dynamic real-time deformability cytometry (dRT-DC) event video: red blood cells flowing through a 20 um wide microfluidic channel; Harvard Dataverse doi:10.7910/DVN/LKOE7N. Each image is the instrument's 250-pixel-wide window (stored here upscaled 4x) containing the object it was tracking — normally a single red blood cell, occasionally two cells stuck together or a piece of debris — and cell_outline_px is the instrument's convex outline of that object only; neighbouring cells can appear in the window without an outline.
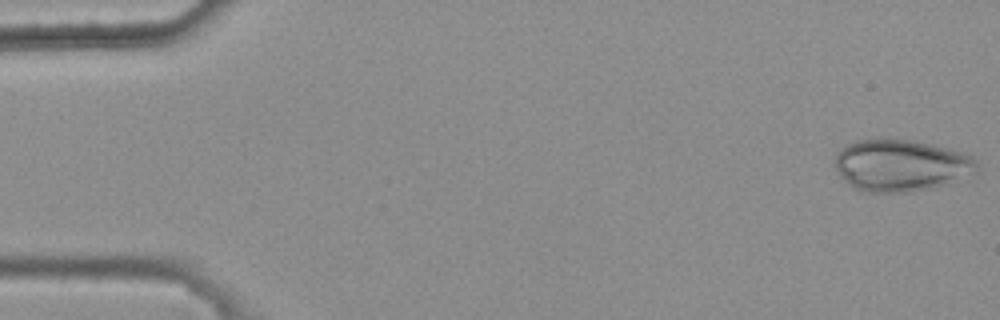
{"species": "common noctule bat (a hibernating species)", "species_latin": "Nyctalus noctula", "temperature_condition": "warm", "stored_images_in_passage": 46, "camera_frame_rate_fps": 3000, "um_per_image_px": 0.085, "animal": {"sex": "female", "body_mass_g": 25.1}, "frame": {"image": 1, "passage_image": 1, "time_ms": 0.0, "image_size_px": [1000, 320], "cell_outline_px": [[980, 172], [968, 180], [932, 188], [912, 192], [860, 192], [852, 188], [840, 176], [836, 168], [836, 156], [840, 148], [844, 144], [856, 140], [876, 136], [888, 136], [916, 140], [960, 152], [972, 156], [976, 160], [980, 168]], "centroid_in_image_um": [76.62, 14.04], "position_along_channel_um": 8.4, "area_um2": 44.8}}
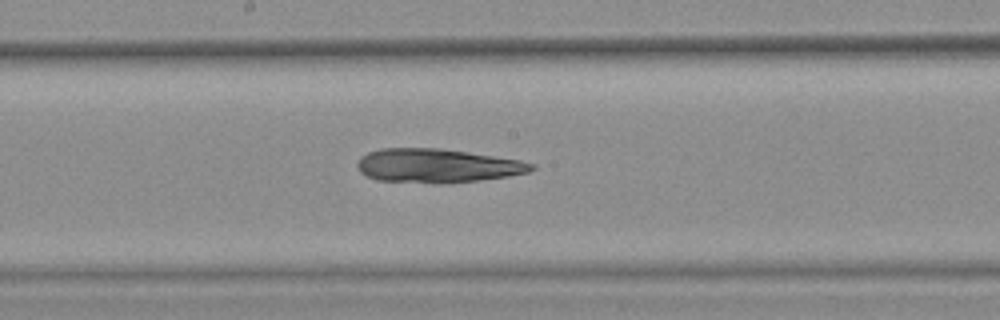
{"frame": {"image": 2, "passage_image": 28, "time_ms": 9.0, "image_size_px": [1000, 320], "cell_outline_px": [[536, 168], [528, 172], [508, 176], [480, 180], [444, 184], [436, 184], [376, 180], [360, 172], [356, 164], [360, 156], [368, 152], [380, 148], [440, 148], [520, 160], [536, 164]], "centroid_in_image_um": [37.14, 14.09], "position_along_channel_um": 211.1, "area_um2": 34.62}}
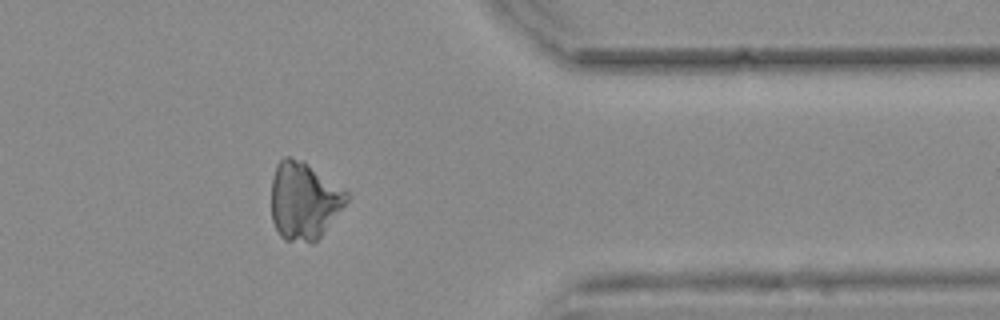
{"frame": {"image": 3, "passage_image": 43, "time_ms": 14.0, "image_size_px": [1000, 320], "cell_outline_px": [[348, 200], [320, 236], [312, 244], [284, 240], [280, 236], [272, 220], [272, 180], [276, 164], [284, 156], [292, 156], [304, 160], [348, 192]], "centroid_in_image_um": [25.82, 17.04], "position_along_channel_um": 385.6, "area_um2": 34.1}}